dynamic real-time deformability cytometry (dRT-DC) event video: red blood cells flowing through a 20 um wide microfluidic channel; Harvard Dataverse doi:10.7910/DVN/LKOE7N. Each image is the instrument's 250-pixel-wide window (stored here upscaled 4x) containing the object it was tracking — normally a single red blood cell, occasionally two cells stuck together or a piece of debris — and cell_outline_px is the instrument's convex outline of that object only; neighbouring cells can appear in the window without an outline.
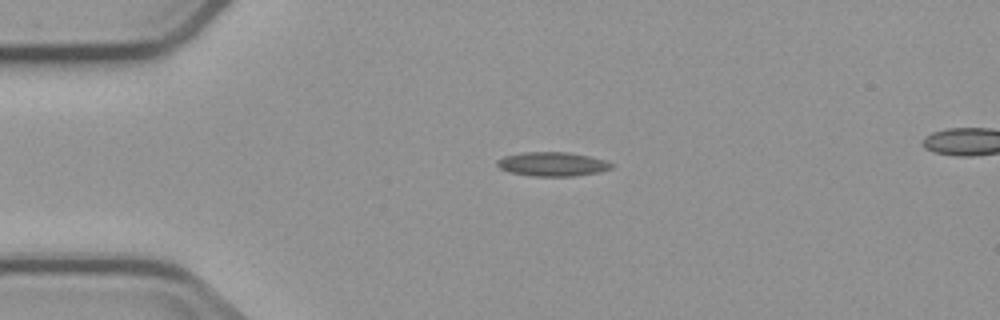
{"species": "common noctule bat (a hibernating species)", "species_latin": "Nyctalus noctula", "temperature_condition": "cold", "stored_images_in_passage": 6, "camera_frame_rate_fps": 3000, "um_per_image_px": 0.085, "animal": {"sex": "male", "body_mass_g": 23.1, "forearm_length_mm": 52.7}, "frame": {"image": 1, "passage_image": 4, "time_ms": 6.667, "image_size_px": [1000, 320], "cell_outline_px": [[612, 168], [596, 172], [572, 176], [532, 176], [512, 172], [500, 168], [496, 164], [496, 160], [504, 156], [524, 152], [568, 152], [588, 156], [604, 160], [612, 164]], "centroid_in_image_um": [46.91, 13.94], "position_along_channel_um": 38.1, "area_um2": 15.78}}